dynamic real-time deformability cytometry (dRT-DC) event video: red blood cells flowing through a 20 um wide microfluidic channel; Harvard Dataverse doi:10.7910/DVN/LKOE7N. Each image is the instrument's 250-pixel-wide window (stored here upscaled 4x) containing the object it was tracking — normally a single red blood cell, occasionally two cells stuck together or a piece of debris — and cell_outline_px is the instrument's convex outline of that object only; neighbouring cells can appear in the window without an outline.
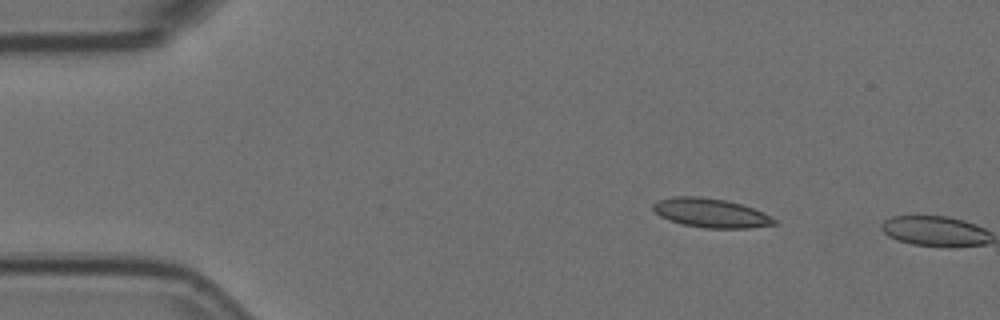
{"species": "Egyptian fruit bat (a non-hibernating species)", "species_latin": "Rousettus aegyptiacus", "temperature_condition": "room temperature", "stored_images_in_passage": 2, "camera_frame_rate_fps": 3000, "um_per_image_px": 0.085, "animal": {"sex": "female"}, "frame": {"image": 1, "passage_image": 1, "time_ms": 0.0, "image_size_px": [1000, 320], "cell_outline_px": [[776, 224], [748, 228], [704, 228], [684, 224], [668, 220], [660, 216], [652, 208], [652, 204], [660, 200], [672, 196], [696, 196], [724, 200], [740, 204], [752, 208], [776, 220]], "centroid_in_image_um": [60.36, 18.1], "position_along_channel_um": 24.6, "area_um2": 20.17}}